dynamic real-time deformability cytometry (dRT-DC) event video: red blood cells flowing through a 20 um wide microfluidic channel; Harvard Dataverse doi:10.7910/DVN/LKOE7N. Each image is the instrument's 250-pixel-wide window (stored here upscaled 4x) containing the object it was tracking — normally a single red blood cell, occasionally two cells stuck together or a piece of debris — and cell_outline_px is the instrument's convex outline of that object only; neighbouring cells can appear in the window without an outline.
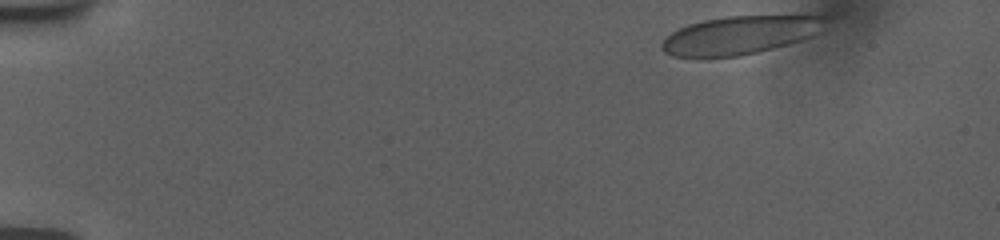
{"species": "human", "species_latin": "Homo sapiens", "temperature_condition": "room temperature", "stored_images_in_passage": 44, "camera_frame_rate_fps": 3000, "um_per_image_px": 0.085, "donor": {"sex": "female"}, "frame": {"image": 1, "passage_image": 1, "time_ms": 0.0, "image_size_px": [1000, 240], "cell_outline_px": [[832, 16], [812, 36], [800, 40], [772, 48], [740, 56], [672, 56], [664, 52], [660, 48], [660, 44], [672, 32], [688, 24], [704, 20], [724, 16], [808, 12]], "centroid_in_image_um": [63.04, 2.9], "position_along_channel_um": 22.0, "area_um2": 37.45}}
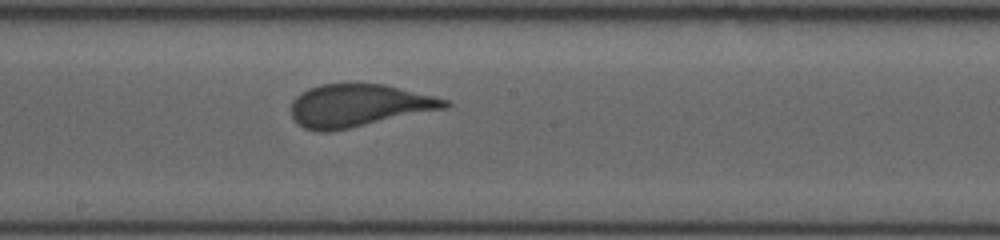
{"frame": {"image": 2, "passage_image": 26, "time_ms": 8.333, "image_size_px": [1000, 240], "cell_outline_px": [[452, 104], [448, 108], [328, 132], [316, 132], [304, 128], [296, 124], [292, 120], [292, 100], [300, 92], [308, 88], [320, 84], [384, 84], [448, 100]], "centroid_in_image_um": [30.44, 8.98], "position_along_channel_um": 217.8, "area_um2": 38.09}}
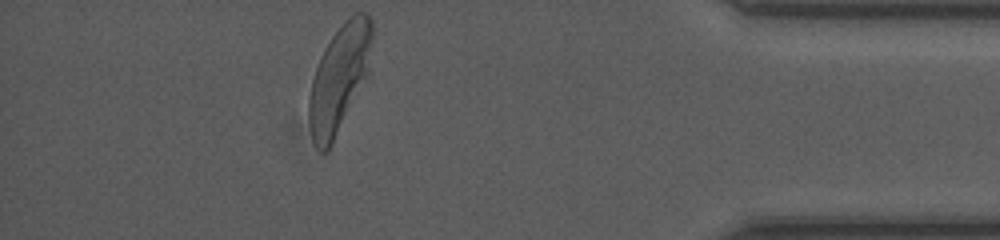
{"frame": {"image": 3, "passage_image": 44, "time_ms": 14.333, "image_size_px": [1000, 240], "cell_outline_px": [[372, 36], [368, 72], [332, 144], [324, 152], [320, 152], [312, 140], [308, 120], [308, 100], [312, 80], [320, 56], [332, 36], [344, 20], [348, 16], [356, 12], [368, 12], [372, 16]], "centroid_in_image_um": [28.82, 6.62], "position_along_channel_um": 406.4, "area_um2": 39.07}, "authors_computed_cell_mechanics": {"area_um2": 38.4081, "velocity_mm_per_s": 3.7431, "shape_relaxation_time_tau1_ms": 4.4699, "shape_relaxation_time_tau2_ms": null, "deformation_change_tau1": 0.1651, "deformation_change_tau2": null}}